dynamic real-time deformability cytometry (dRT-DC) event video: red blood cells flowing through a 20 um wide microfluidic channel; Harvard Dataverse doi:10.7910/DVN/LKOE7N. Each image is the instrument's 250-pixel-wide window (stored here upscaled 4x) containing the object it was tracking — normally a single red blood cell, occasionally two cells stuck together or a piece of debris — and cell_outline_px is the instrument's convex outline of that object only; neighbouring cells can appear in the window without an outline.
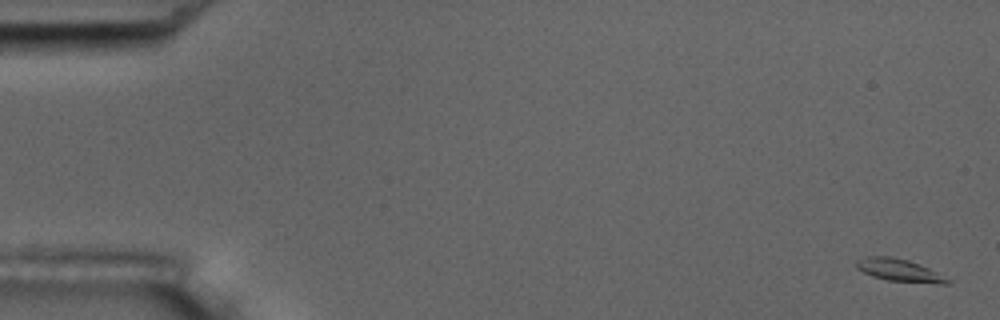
{"species": "common noctule bat (a hibernating species)", "species_latin": "Nyctalus noctula", "temperature_condition": "room temperature", "stored_images_in_passage": 7, "camera_frame_rate_fps": 3000, "um_per_image_px": 0.085, "animal": {"sex": "male", "body_mass_g": 17.5, "forearm_length_mm": 52.3}, "frame": {"image": 1, "passage_image": 1, "time_ms": 0.0, "image_size_px": [1000, 320], "cell_outline_px": [[952, 280], [948, 284], [940, 284], [888, 280], [872, 276], [856, 268], [856, 260], [864, 256], [892, 256], [908, 260], [928, 268]], "centroid_in_image_um": [76.42, 22.96], "position_along_channel_um": 8.6, "area_um2": 11.91}}
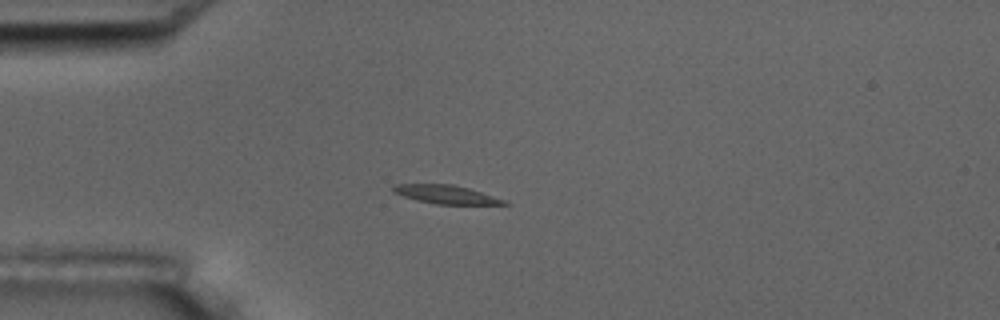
{"frame": {"image": 2, "passage_image": 5, "time_ms": 4.667, "image_size_px": [1000, 320], "cell_outline_px": [[512, 204], [436, 204], [404, 196], [392, 192], [392, 184], [452, 184], [468, 188], [508, 200]], "centroid_in_image_um": [37.94, 16.52], "position_along_channel_um": 47.1, "area_um2": 11.91}}